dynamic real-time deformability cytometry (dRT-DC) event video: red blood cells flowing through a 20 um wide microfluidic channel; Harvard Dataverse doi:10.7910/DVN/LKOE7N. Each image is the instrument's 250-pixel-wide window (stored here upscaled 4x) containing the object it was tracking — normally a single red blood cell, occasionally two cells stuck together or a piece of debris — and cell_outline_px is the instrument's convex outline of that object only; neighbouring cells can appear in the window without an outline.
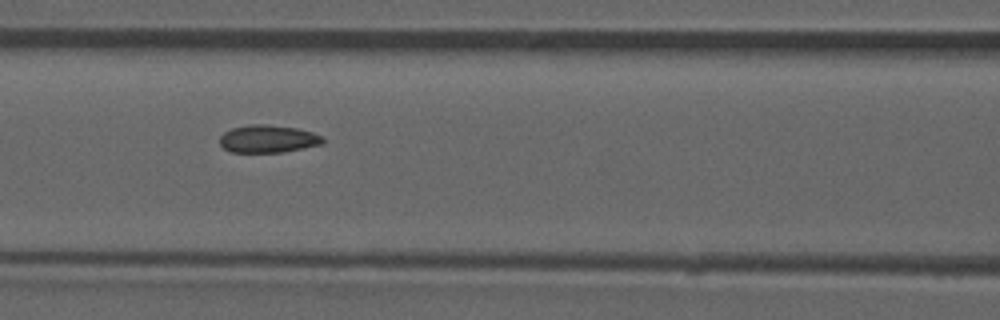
{"species": "common noctule bat (a hibernating species)", "species_latin": "Nyctalus noctula", "temperature_condition": "room temperature", "stored_images_in_passage": 52, "camera_frame_rate_fps": 3000, "um_per_image_px": 0.085, "animal": {"sex": "male", "forearm_length_mm": 52.5}, "frame": {"image": 1, "passage_image": 23, "time_ms": 7.333, "image_size_px": [1000, 320], "cell_outline_px": [[324, 140], [320, 144], [284, 152], [232, 152], [224, 148], [220, 144], [220, 136], [224, 132], [232, 128], [248, 124], [264, 124], [296, 128], [312, 132], [324, 136]], "centroid_in_image_um": [22.76, 11.8], "position_along_channel_um": 143.8, "area_um2": 16.53}, "authors_computed_cell_mechanics": {"area_um2": 16.7909, "velocity_mm_per_s": 3.9506, "shape_relaxation_time_tau1_ms": null, "shape_relaxation_time_tau2_ms": 1.6728, "deformation_change_tau1": null, "deformation_change_tau2": 0.0692}}